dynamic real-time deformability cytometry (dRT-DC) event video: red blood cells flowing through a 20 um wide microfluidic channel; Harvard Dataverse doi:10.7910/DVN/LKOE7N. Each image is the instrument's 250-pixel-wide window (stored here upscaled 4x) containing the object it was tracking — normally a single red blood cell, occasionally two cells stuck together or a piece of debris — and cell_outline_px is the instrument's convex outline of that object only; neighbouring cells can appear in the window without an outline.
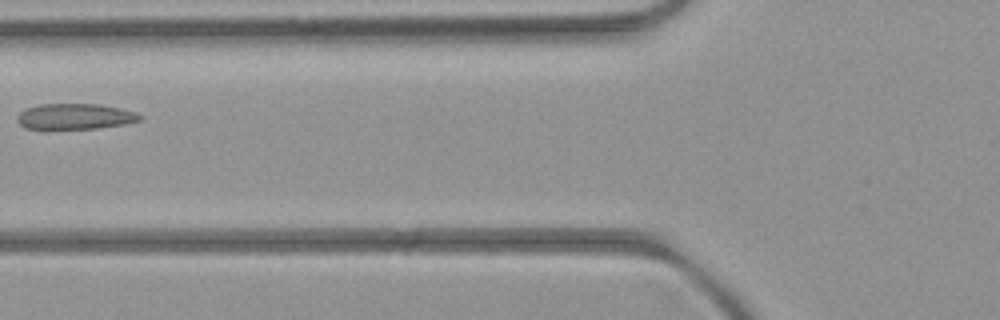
{"species": "common noctule bat (a hibernating species)", "species_latin": "Nyctalus noctula", "temperature_condition": "room temperature", "stored_images_in_passage": 3, "camera_frame_rate_fps": 3000, "um_per_image_px": 0.085, "animal": {"sex": "female", "body_mass_g": 21.9}, "frame": {"image": 1, "passage_image": 2, "time_ms": 1.333, "image_size_px": [1000, 320], "cell_outline_px": [[144, 116], [140, 120], [124, 124], [96, 128], [24, 128], [16, 120], [16, 116], [20, 112], [28, 108], [40, 104], [100, 104], [120, 108], [136, 112]], "centroid_in_image_um": [6.39, 9.89], "position_along_channel_um": 119.4, "area_um2": 18.21}}
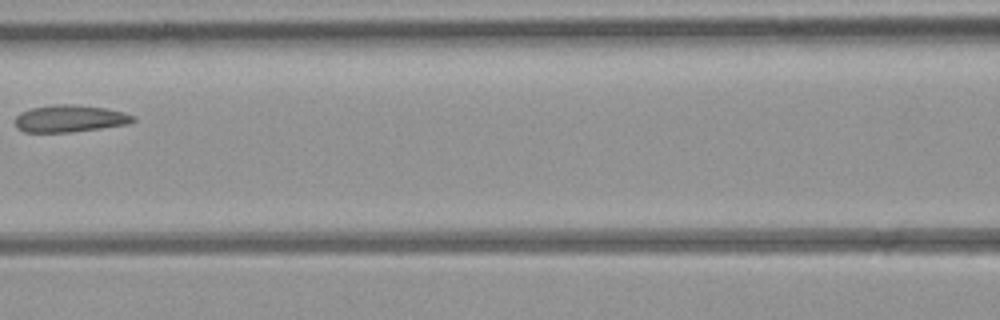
{"frame": {"image": 2, "passage_image": 3, "time_ms": 2.333, "image_size_px": [1000, 320], "cell_outline_px": [[136, 120], [128, 124], [72, 132], [24, 132], [16, 128], [16, 116], [20, 112], [32, 108], [52, 104], [76, 104], [104, 108], [124, 112], [136, 116]], "centroid_in_image_um": [5.94, 10.07], "position_along_channel_um": 160.7, "area_um2": 18.73}}